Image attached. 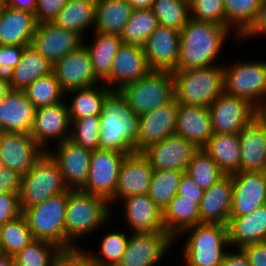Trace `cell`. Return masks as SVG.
I'll use <instances>...</instances> for the list:
<instances>
[{"label": "cell", "instance_id": "7dc6e473", "mask_svg": "<svg viewBox=\"0 0 266 266\" xmlns=\"http://www.w3.org/2000/svg\"><path fill=\"white\" fill-rule=\"evenodd\" d=\"M73 126L70 139L85 149L91 151L99 149L100 116H89L82 119H70Z\"/></svg>", "mask_w": 266, "mask_h": 266}, {"label": "cell", "instance_id": "7402d4cb", "mask_svg": "<svg viewBox=\"0 0 266 266\" xmlns=\"http://www.w3.org/2000/svg\"><path fill=\"white\" fill-rule=\"evenodd\" d=\"M153 172L149 159L142 152L127 155L120 166L115 196L109 203L118 198L148 194Z\"/></svg>", "mask_w": 266, "mask_h": 266}, {"label": "cell", "instance_id": "f6af8a7d", "mask_svg": "<svg viewBox=\"0 0 266 266\" xmlns=\"http://www.w3.org/2000/svg\"><path fill=\"white\" fill-rule=\"evenodd\" d=\"M61 249L55 243L34 239L13 256L15 266H52L55 256Z\"/></svg>", "mask_w": 266, "mask_h": 266}, {"label": "cell", "instance_id": "8d00e7d4", "mask_svg": "<svg viewBox=\"0 0 266 266\" xmlns=\"http://www.w3.org/2000/svg\"><path fill=\"white\" fill-rule=\"evenodd\" d=\"M100 84L67 91L75 94L70 106L67 104L70 119L100 116L104 101L112 92L104 83Z\"/></svg>", "mask_w": 266, "mask_h": 266}, {"label": "cell", "instance_id": "be15d7a7", "mask_svg": "<svg viewBox=\"0 0 266 266\" xmlns=\"http://www.w3.org/2000/svg\"><path fill=\"white\" fill-rule=\"evenodd\" d=\"M9 91H10L9 83L0 79V102L4 99V97Z\"/></svg>", "mask_w": 266, "mask_h": 266}, {"label": "cell", "instance_id": "03108f58", "mask_svg": "<svg viewBox=\"0 0 266 266\" xmlns=\"http://www.w3.org/2000/svg\"><path fill=\"white\" fill-rule=\"evenodd\" d=\"M4 167L3 162L0 160V170Z\"/></svg>", "mask_w": 266, "mask_h": 266}, {"label": "cell", "instance_id": "7c38bea8", "mask_svg": "<svg viewBox=\"0 0 266 266\" xmlns=\"http://www.w3.org/2000/svg\"><path fill=\"white\" fill-rule=\"evenodd\" d=\"M132 233L117 266H154L174 241L165 231Z\"/></svg>", "mask_w": 266, "mask_h": 266}, {"label": "cell", "instance_id": "94428289", "mask_svg": "<svg viewBox=\"0 0 266 266\" xmlns=\"http://www.w3.org/2000/svg\"><path fill=\"white\" fill-rule=\"evenodd\" d=\"M134 9L152 8L154 0H126Z\"/></svg>", "mask_w": 266, "mask_h": 266}, {"label": "cell", "instance_id": "836d02e7", "mask_svg": "<svg viewBox=\"0 0 266 266\" xmlns=\"http://www.w3.org/2000/svg\"><path fill=\"white\" fill-rule=\"evenodd\" d=\"M133 9L126 0H97L95 32L121 35Z\"/></svg>", "mask_w": 266, "mask_h": 266}, {"label": "cell", "instance_id": "681fc988", "mask_svg": "<svg viewBox=\"0 0 266 266\" xmlns=\"http://www.w3.org/2000/svg\"><path fill=\"white\" fill-rule=\"evenodd\" d=\"M23 45H0V79L10 83L13 70L21 61Z\"/></svg>", "mask_w": 266, "mask_h": 266}, {"label": "cell", "instance_id": "52a82bcc", "mask_svg": "<svg viewBox=\"0 0 266 266\" xmlns=\"http://www.w3.org/2000/svg\"><path fill=\"white\" fill-rule=\"evenodd\" d=\"M120 93L138 116L149 113L174 98L172 72L150 70L137 81L125 85Z\"/></svg>", "mask_w": 266, "mask_h": 266}, {"label": "cell", "instance_id": "d6986e66", "mask_svg": "<svg viewBox=\"0 0 266 266\" xmlns=\"http://www.w3.org/2000/svg\"><path fill=\"white\" fill-rule=\"evenodd\" d=\"M193 143L177 135L154 143L142 153L149 159L154 171H186L194 153L198 150Z\"/></svg>", "mask_w": 266, "mask_h": 266}, {"label": "cell", "instance_id": "816d5d0a", "mask_svg": "<svg viewBox=\"0 0 266 266\" xmlns=\"http://www.w3.org/2000/svg\"><path fill=\"white\" fill-rule=\"evenodd\" d=\"M22 214L19 194H0V226Z\"/></svg>", "mask_w": 266, "mask_h": 266}, {"label": "cell", "instance_id": "7a4b0ae2", "mask_svg": "<svg viewBox=\"0 0 266 266\" xmlns=\"http://www.w3.org/2000/svg\"><path fill=\"white\" fill-rule=\"evenodd\" d=\"M100 126L99 149L127 155L136 152L139 116L120 91H112L106 97L100 114Z\"/></svg>", "mask_w": 266, "mask_h": 266}, {"label": "cell", "instance_id": "4fadbf2b", "mask_svg": "<svg viewBox=\"0 0 266 266\" xmlns=\"http://www.w3.org/2000/svg\"><path fill=\"white\" fill-rule=\"evenodd\" d=\"M230 217H242L266 204V172L242 171L232 174Z\"/></svg>", "mask_w": 266, "mask_h": 266}, {"label": "cell", "instance_id": "ac0fdd59", "mask_svg": "<svg viewBox=\"0 0 266 266\" xmlns=\"http://www.w3.org/2000/svg\"><path fill=\"white\" fill-rule=\"evenodd\" d=\"M52 72L65 93L100 83L94 75L90 55L84 45L55 62Z\"/></svg>", "mask_w": 266, "mask_h": 266}, {"label": "cell", "instance_id": "d590c367", "mask_svg": "<svg viewBox=\"0 0 266 266\" xmlns=\"http://www.w3.org/2000/svg\"><path fill=\"white\" fill-rule=\"evenodd\" d=\"M96 3L97 0H69L52 22L84 38V30L95 26Z\"/></svg>", "mask_w": 266, "mask_h": 266}, {"label": "cell", "instance_id": "ba28073f", "mask_svg": "<svg viewBox=\"0 0 266 266\" xmlns=\"http://www.w3.org/2000/svg\"><path fill=\"white\" fill-rule=\"evenodd\" d=\"M67 190L60 167L45 151L30 171L22 176L20 207H32Z\"/></svg>", "mask_w": 266, "mask_h": 266}, {"label": "cell", "instance_id": "e0dca14e", "mask_svg": "<svg viewBox=\"0 0 266 266\" xmlns=\"http://www.w3.org/2000/svg\"><path fill=\"white\" fill-rule=\"evenodd\" d=\"M179 103L173 98L167 104L139 116L136 152L175 135Z\"/></svg>", "mask_w": 266, "mask_h": 266}, {"label": "cell", "instance_id": "f546056e", "mask_svg": "<svg viewBox=\"0 0 266 266\" xmlns=\"http://www.w3.org/2000/svg\"><path fill=\"white\" fill-rule=\"evenodd\" d=\"M230 245L242 248L266 242V204L242 217H229L227 224Z\"/></svg>", "mask_w": 266, "mask_h": 266}, {"label": "cell", "instance_id": "5b68a950", "mask_svg": "<svg viewBox=\"0 0 266 266\" xmlns=\"http://www.w3.org/2000/svg\"><path fill=\"white\" fill-rule=\"evenodd\" d=\"M190 232L184 244L186 266H221L230 246L227 225L220 223H199L184 230Z\"/></svg>", "mask_w": 266, "mask_h": 266}, {"label": "cell", "instance_id": "7bdbcfd3", "mask_svg": "<svg viewBox=\"0 0 266 266\" xmlns=\"http://www.w3.org/2000/svg\"><path fill=\"white\" fill-rule=\"evenodd\" d=\"M185 173L203 190L210 188L225 175L203 148H199L194 153Z\"/></svg>", "mask_w": 266, "mask_h": 266}, {"label": "cell", "instance_id": "ee69618b", "mask_svg": "<svg viewBox=\"0 0 266 266\" xmlns=\"http://www.w3.org/2000/svg\"><path fill=\"white\" fill-rule=\"evenodd\" d=\"M24 93L35 108L38 109L63 102L64 99L62 97L65 92L52 72L34 81L24 90Z\"/></svg>", "mask_w": 266, "mask_h": 266}, {"label": "cell", "instance_id": "f1b7e54d", "mask_svg": "<svg viewBox=\"0 0 266 266\" xmlns=\"http://www.w3.org/2000/svg\"><path fill=\"white\" fill-rule=\"evenodd\" d=\"M37 24L35 14L5 6L0 15V45H30Z\"/></svg>", "mask_w": 266, "mask_h": 266}, {"label": "cell", "instance_id": "9a60e30c", "mask_svg": "<svg viewBox=\"0 0 266 266\" xmlns=\"http://www.w3.org/2000/svg\"><path fill=\"white\" fill-rule=\"evenodd\" d=\"M82 37L53 22H41L33 35L31 45L52 65L83 45Z\"/></svg>", "mask_w": 266, "mask_h": 266}, {"label": "cell", "instance_id": "6da1fadb", "mask_svg": "<svg viewBox=\"0 0 266 266\" xmlns=\"http://www.w3.org/2000/svg\"><path fill=\"white\" fill-rule=\"evenodd\" d=\"M228 27L190 18L180 31L178 62L175 70L209 67L216 60L223 42L230 34Z\"/></svg>", "mask_w": 266, "mask_h": 266}, {"label": "cell", "instance_id": "ffe728a7", "mask_svg": "<svg viewBox=\"0 0 266 266\" xmlns=\"http://www.w3.org/2000/svg\"><path fill=\"white\" fill-rule=\"evenodd\" d=\"M71 120L66 102L36 109L31 137L47 151V141L56 139L57 144L70 138ZM68 131V132H67Z\"/></svg>", "mask_w": 266, "mask_h": 266}, {"label": "cell", "instance_id": "d4e9b609", "mask_svg": "<svg viewBox=\"0 0 266 266\" xmlns=\"http://www.w3.org/2000/svg\"><path fill=\"white\" fill-rule=\"evenodd\" d=\"M36 108L24 91L11 90L0 102V128L2 132L30 134Z\"/></svg>", "mask_w": 266, "mask_h": 266}, {"label": "cell", "instance_id": "ab89813d", "mask_svg": "<svg viewBox=\"0 0 266 266\" xmlns=\"http://www.w3.org/2000/svg\"><path fill=\"white\" fill-rule=\"evenodd\" d=\"M262 0H223L227 27L240 37L255 21ZM235 24V25H234ZM233 28V29H232Z\"/></svg>", "mask_w": 266, "mask_h": 266}, {"label": "cell", "instance_id": "9f6ffc18", "mask_svg": "<svg viewBox=\"0 0 266 266\" xmlns=\"http://www.w3.org/2000/svg\"><path fill=\"white\" fill-rule=\"evenodd\" d=\"M241 249L251 266H266V242L248 244Z\"/></svg>", "mask_w": 266, "mask_h": 266}, {"label": "cell", "instance_id": "30bf717a", "mask_svg": "<svg viewBox=\"0 0 266 266\" xmlns=\"http://www.w3.org/2000/svg\"><path fill=\"white\" fill-rule=\"evenodd\" d=\"M126 156L115 150L92 151L88 179L81 190L110 202L115 196L120 166Z\"/></svg>", "mask_w": 266, "mask_h": 266}, {"label": "cell", "instance_id": "603a6c76", "mask_svg": "<svg viewBox=\"0 0 266 266\" xmlns=\"http://www.w3.org/2000/svg\"><path fill=\"white\" fill-rule=\"evenodd\" d=\"M179 45L180 31L159 25L142 46L149 68L174 71L178 62Z\"/></svg>", "mask_w": 266, "mask_h": 266}, {"label": "cell", "instance_id": "f5cc1de1", "mask_svg": "<svg viewBox=\"0 0 266 266\" xmlns=\"http://www.w3.org/2000/svg\"><path fill=\"white\" fill-rule=\"evenodd\" d=\"M69 0H37L35 18L37 23L52 22Z\"/></svg>", "mask_w": 266, "mask_h": 266}, {"label": "cell", "instance_id": "f907efd6", "mask_svg": "<svg viewBox=\"0 0 266 266\" xmlns=\"http://www.w3.org/2000/svg\"><path fill=\"white\" fill-rule=\"evenodd\" d=\"M52 266H92L89 254L80 248L61 249Z\"/></svg>", "mask_w": 266, "mask_h": 266}, {"label": "cell", "instance_id": "8992f818", "mask_svg": "<svg viewBox=\"0 0 266 266\" xmlns=\"http://www.w3.org/2000/svg\"><path fill=\"white\" fill-rule=\"evenodd\" d=\"M67 191L29 208H21L34 239L55 243L62 249L77 247L65 237Z\"/></svg>", "mask_w": 266, "mask_h": 266}, {"label": "cell", "instance_id": "4316f807", "mask_svg": "<svg viewBox=\"0 0 266 266\" xmlns=\"http://www.w3.org/2000/svg\"><path fill=\"white\" fill-rule=\"evenodd\" d=\"M232 175H224L210 188L204 190L199 204L200 223L227 225L232 207Z\"/></svg>", "mask_w": 266, "mask_h": 266}, {"label": "cell", "instance_id": "2e32d148", "mask_svg": "<svg viewBox=\"0 0 266 266\" xmlns=\"http://www.w3.org/2000/svg\"><path fill=\"white\" fill-rule=\"evenodd\" d=\"M45 150L28 133L2 132L0 160L22 176L30 171Z\"/></svg>", "mask_w": 266, "mask_h": 266}, {"label": "cell", "instance_id": "5bb4252c", "mask_svg": "<svg viewBox=\"0 0 266 266\" xmlns=\"http://www.w3.org/2000/svg\"><path fill=\"white\" fill-rule=\"evenodd\" d=\"M47 152L60 167L65 186L69 190L82 189L88 179L92 151L68 138L57 144L55 152Z\"/></svg>", "mask_w": 266, "mask_h": 266}, {"label": "cell", "instance_id": "9c48e42d", "mask_svg": "<svg viewBox=\"0 0 266 266\" xmlns=\"http://www.w3.org/2000/svg\"><path fill=\"white\" fill-rule=\"evenodd\" d=\"M224 84L226 94L247 100L260 112L266 108V62L224 65Z\"/></svg>", "mask_w": 266, "mask_h": 266}, {"label": "cell", "instance_id": "e7e4bbea", "mask_svg": "<svg viewBox=\"0 0 266 266\" xmlns=\"http://www.w3.org/2000/svg\"><path fill=\"white\" fill-rule=\"evenodd\" d=\"M5 6H6L5 0H0V15L3 12Z\"/></svg>", "mask_w": 266, "mask_h": 266}, {"label": "cell", "instance_id": "484cf974", "mask_svg": "<svg viewBox=\"0 0 266 266\" xmlns=\"http://www.w3.org/2000/svg\"><path fill=\"white\" fill-rule=\"evenodd\" d=\"M175 135L204 148L213 135L209 107L179 104Z\"/></svg>", "mask_w": 266, "mask_h": 266}, {"label": "cell", "instance_id": "1f68e13d", "mask_svg": "<svg viewBox=\"0 0 266 266\" xmlns=\"http://www.w3.org/2000/svg\"><path fill=\"white\" fill-rule=\"evenodd\" d=\"M53 65L46 60L31 44L25 46L21 61L13 70L9 83L11 90L24 91L40 77L52 73Z\"/></svg>", "mask_w": 266, "mask_h": 266}, {"label": "cell", "instance_id": "680465c9", "mask_svg": "<svg viewBox=\"0 0 266 266\" xmlns=\"http://www.w3.org/2000/svg\"><path fill=\"white\" fill-rule=\"evenodd\" d=\"M236 253L226 252L221 266H251L249 260L241 248Z\"/></svg>", "mask_w": 266, "mask_h": 266}, {"label": "cell", "instance_id": "6125c7cd", "mask_svg": "<svg viewBox=\"0 0 266 266\" xmlns=\"http://www.w3.org/2000/svg\"><path fill=\"white\" fill-rule=\"evenodd\" d=\"M0 266H15L14 257L0 252Z\"/></svg>", "mask_w": 266, "mask_h": 266}, {"label": "cell", "instance_id": "e575fe53", "mask_svg": "<svg viewBox=\"0 0 266 266\" xmlns=\"http://www.w3.org/2000/svg\"><path fill=\"white\" fill-rule=\"evenodd\" d=\"M203 149L225 175L239 172L241 147L238 134H213Z\"/></svg>", "mask_w": 266, "mask_h": 266}, {"label": "cell", "instance_id": "003e7915", "mask_svg": "<svg viewBox=\"0 0 266 266\" xmlns=\"http://www.w3.org/2000/svg\"><path fill=\"white\" fill-rule=\"evenodd\" d=\"M261 113L266 117V108Z\"/></svg>", "mask_w": 266, "mask_h": 266}, {"label": "cell", "instance_id": "c3c4849f", "mask_svg": "<svg viewBox=\"0 0 266 266\" xmlns=\"http://www.w3.org/2000/svg\"><path fill=\"white\" fill-rule=\"evenodd\" d=\"M190 15L197 21L212 22L227 27L223 0H192Z\"/></svg>", "mask_w": 266, "mask_h": 266}, {"label": "cell", "instance_id": "60d3db41", "mask_svg": "<svg viewBox=\"0 0 266 266\" xmlns=\"http://www.w3.org/2000/svg\"><path fill=\"white\" fill-rule=\"evenodd\" d=\"M184 173V171L176 170H160L153 172L148 195L162 211L177 195L180 180Z\"/></svg>", "mask_w": 266, "mask_h": 266}, {"label": "cell", "instance_id": "bcb514c9", "mask_svg": "<svg viewBox=\"0 0 266 266\" xmlns=\"http://www.w3.org/2000/svg\"><path fill=\"white\" fill-rule=\"evenodd\" d=\"M127 243L128 237L124 232H109L102 239V253L99 256L88 253L92 266H117L125 253Z\"/></svg>", "mask_w": 266, "mask_h": 266}, {"label": "cell", "instance_id": "3957f363", "mask_svg": "<svg viewBox=\"0 0 266 266\" xmlns=\"http://www.w3.org/2000/svg\"><path fill=\"white\" fill-rule=\"evenodd\" d=\"M174 98L179 104L209 107L225 92L224 66L172 71Z\"/></svg>", "mask_w": 266, "mask_h": 266}, {"label": "cell", "instance_id": "91938a15", "mask_svg": "<svg viewBox=\"0 0 266 266\" xmlns=\"http://www.w3.org/2000/svg\"><path fill=\"white\" fill-rule=\"evenodd\" d=\"M6 6L35 14L37 0H5Z\"/></svg>", "mask_w": 266, "mask_h": 266}, {"label": "cell", "instance_id": "11a10c76", "mask_svg": "<svg viewBox=\"0 0 266 266\" xmlns=\"http://www.w3.org/2000/svg\"><path fill=\"white\" fill-rule=\"evenodd\" d=\"M204 190L186 173L182 175L177 194L188 199H195L200 204Z\"/></svg>", "mask_w": 266, "mask_h": 266}, {"label": "cell", "instance_id": "b9f144b4", "mask_svg": "<svg viewBox=\"0 0 266 266\" xmlns=\"http://www.w3.org/2000/svg\"><path fill=\"white\" fill-rule=\"evenodd\" d=\"M158 24L181 31L191 18L187 0H154L152 5Z\"/></svg>", "mask_w": 266, "mask_h": 266}, {"label": "cell", "instance_id": "8fae6325", "mask_svg": "<svg viewBox=\"0 0 266 266\" xmlns=\"http://www.w3.org/2000/svg\"><path fill=\"white\" fill-rule=\"evenodd\" d=\"M213 134H239L261 112L247 100L225 92L210 106Z\"/></svg>", "mask_w": 266, "mask_h": 266}, {"label": "cell", "instance_id": "83f0119b", "mask_svg": "<svg viewBox=\"0 0 266 266\" xmlns=\"http://www.w3.org/2000/svg\"><path fill=\"white\" fill-rule=\"evenodd\" d=\"M125 217L134 232L165 231L163 211L150 199L148 194L129 196L125 199Z\"/></svg>", "mask_w": 266, "mask_h": 266}, {"label": "cell", "instance_id": "4dcf8cb0", "mask_svg": "<svg viewBox=\"0 0 266 266\" xmlns=\"http://www.w3.org/2000/svg\"><path fill=\"white\" fill-rule=\"evenodd\" d=\"M163 222L165 232L175 240L184 230L200 223L199 204L177 194L163 210Z\"/></svg>", "mask_w": 266, "mask_h": 266}, {"label": "cell", "instance_id": "f35d334b", "mask_svg": "<svg viewBox=\"0 0 266 266\" xmlns=\"http://www.w3.org/2000/svg\"><path fill=\"white\" fill-rule=\"evenodd\" d=\"M0 235V252L12 257L34 240L23 214L1 225Z\"/></svg>", "mask_w": 266, "mask_h": 266}, {"label": "cell", "instance_id": "6f0895ef", "mask_svg": "<svg viewBox=\"0 0 266 266\" xmlns=\"http://www.w3.org/2000/svg\"><path fill=\"white\" fill-rule=\"evenodd\" d=\"M259 34H266V0L261 1L260 8L258 10L255 21L250 27L240 36V39H248L250 36Z\"/></svg>", "mask_w": 266, "mask_h": 266}, {"label": "cell", "instance_id": "cb8c5ba5", "mask_svg": "<svg viewBox=\"0 0 266 266\" xmlns=\"http://www.w3.org/2000/svg\"><path fill=\"white\" fill-rule=\"evenodd\" d=\"M241 155L239 172H266V117L260 113L238 134Z\"/></svg>", "mask_w": 266, "mask_h": 266}, {"label": "cell", "instance_id": "d6a6232c", "mask_svg": "<svg viewBox=\"0 0 266 266\" xmlns=\"http://www.w3.org/2000/svg\"><path fill=\"white\" fill-rule=\"evenodd\" d=\"M95 33L94 42L87 45L83 41V45L90 55L94 75L103 83L110 76L114 57L123 41L117 34Z\"/></svg>", "mask_w": 266, "mask_h": 266}, {"label": "cell", "instance_id": "74e56055", "mask_svg": "<svg viewBox=\"0 0 266 266\" xmlns=\"http://www.w3.org/2000/svg\"><path fill=\"white\" fill-rule=\"evenodd\" d=\"M158 26V20L152 8L133 9L131 17L120 36L125 44L143 46Z\"/></svg>", "mask_w": 266, "mask_h": 266}, {"label": "cell", "instance_id": "277c9868", "mask_svg": "<svg viewBox=\"0 0 266 266\" xmlns=\"http://www.w3.org/2000/svg\"><path fill=\"white\" fill-rule=\"evenodd\" d=\"M106 199L79 190H67L65 237L73 241L102 227L111 215ZM102 225V226H101Z\"/></svg>", "mask_w": 266, "mask_h": 266}, {"label": "cell", "instance_id": "44dd1931", "mask_svg": "<svg viewBox=\"0 0 266 266\" xmlns=\"http://www.w3.org/2000/svg\"><path fill=\"white\" fill-rule=\"evenodd\" d=\"M150 70L143 47L123 43L114 57L110 76L103 83L112 91H120L125 85L137 81Z\"/></svg>", "mask_w": 266, "mask_h": 266}, {"label": "cell", "instance_id": "db71d44e", "mask_svg": "<svg viewBox=\"0 0 266 266\" xmlns=\"http://www.w3.org/2000/svg\"><path fill=\"white\" fill-rule=\"evenodd\" d=\"M22 175L8 167L0 170V194L13 192L20 194Z\"/></svg>", "mask_w": 266, "mask_h": 266}]
</instances>
